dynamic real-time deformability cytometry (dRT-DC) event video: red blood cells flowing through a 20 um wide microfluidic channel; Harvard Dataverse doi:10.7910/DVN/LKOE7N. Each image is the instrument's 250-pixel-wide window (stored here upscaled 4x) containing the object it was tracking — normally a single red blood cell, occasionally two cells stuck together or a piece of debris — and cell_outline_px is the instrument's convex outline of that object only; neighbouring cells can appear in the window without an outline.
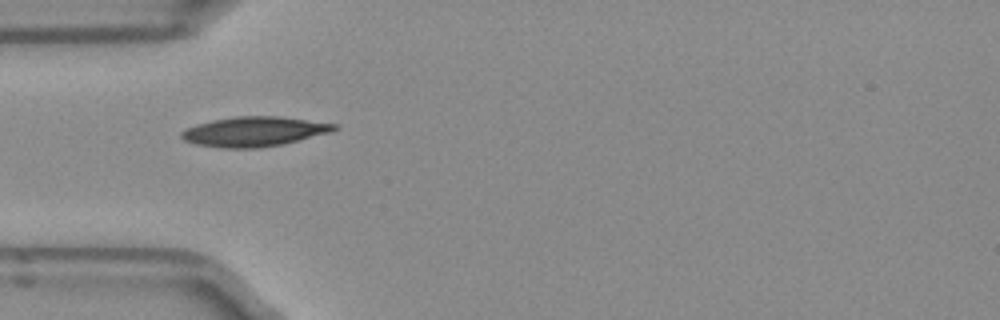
{"species": "Egyptian fruit bat (a non-hibernating species)", "species_latin": "Rousettus aegyptiacus", "temperature_condition": "room temperature", "stored_images_in_passage": 37, "camera_frame_rate_fps": 3000, "um_per_image_px": 0.085, "frame": {"image": 1, "passage_image": 1, "time_ms": 0.0, "image_size_px": [1000, 320], "cell_outline_px": [[340, 128], [332, 132], [280, 144], [256, 148], [220, 148], [196, 144], [184, 140], [180, 136], [180, 132], [184, 128], [196, 124], [212, 120], [236, 116], [280, 116], [336, 124]], "centroid_in_image_um": [21.57, 11.17], "position_along_channel_um": 63.4, "area_um2": 26.47}}
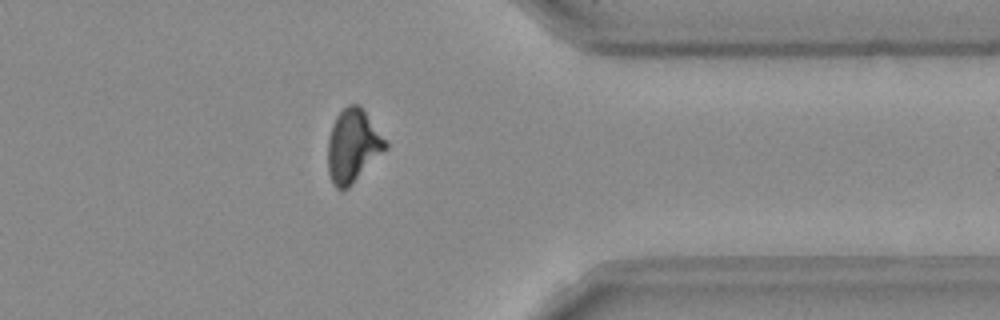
{"frame": {"image": 2, "passage_image": 26, "time_ms": 8.333, "image_size_px": [1000, 320], "cell_outline_px": [[388, 148], [348, 188], [340, 192], [332, 184], [328, 172], [328, 140], [332, 124], [336, 116], [348, 104], [360, 104], [388, 140]], "centroid_in_image_um": [30.02, 12.4], "position_along_channel_um": 381.4, "area_um2": 25.03}}
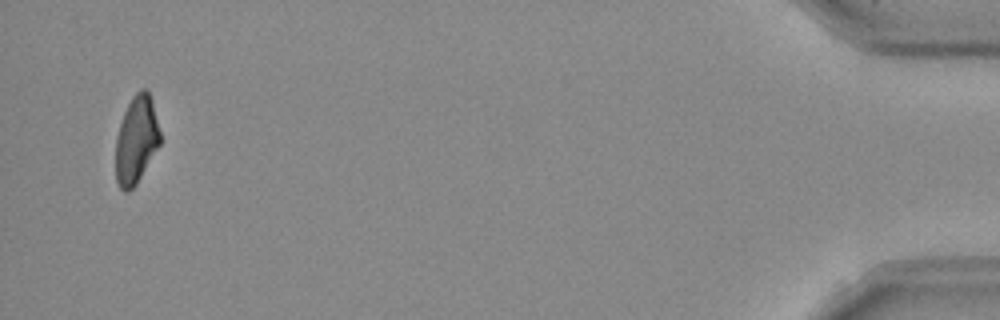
{"frame": {"image": 3, "passage_image": 35, "time_ms": 11.333, "image_size_px": [1000, 320], "cell_outline_px": [[160, 144], [136, 184], [128, 192], [124, 192], [120, 188], [116, 180], [116, 136], [124, 112], [132, 96], [140, 88], [148, 88], [152, 100], [160, 132]], "centroid_in_image_um": [11.58, 11.86], "position_along_channel_um": 423.6, "area_um2": 22.66}, "authors_computed_cell_mechanics": {"area_um2": 24.565, "velocity_mm_per_s": 3.9704, "shape_relaxation_time_tau1_ms": 5.9087, "shape_relaxation_time_tau2_ms": 1.7893, "deformation_change_tau1": 0.1737, "deformation_change_tau2": 0.083}}